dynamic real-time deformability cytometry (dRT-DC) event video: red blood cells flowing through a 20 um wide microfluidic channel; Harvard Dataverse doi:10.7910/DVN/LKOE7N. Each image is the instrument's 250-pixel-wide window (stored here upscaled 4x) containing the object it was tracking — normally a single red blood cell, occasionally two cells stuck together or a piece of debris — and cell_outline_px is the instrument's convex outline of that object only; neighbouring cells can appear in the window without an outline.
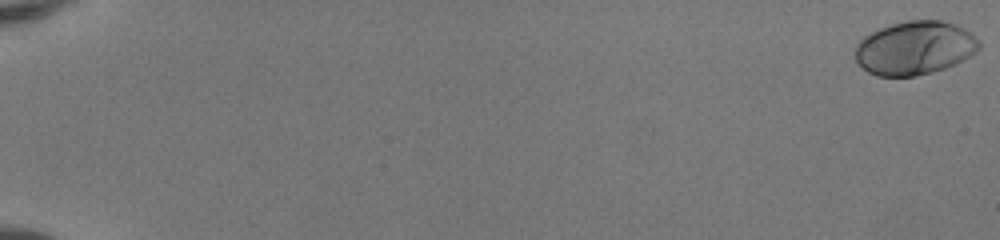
{"species": "human", "species_latin": "Homo sapiens", "temperature_condition": "room temperature", "stored_images_in_passage": 52, "camera_frame_rate_fps": 3000, "um_per_image_px": 0.085, "donor": {"sex": "female"}, "frame": {"image": 1, "passage_image": 1, "time_ms": 0.0, "image_size_px": [1000, 240], "cell_outline_px": [[980, 48], [976, 52], [956, 64], [932, 72], [912, 76], [876, 76], [868, 72], [856, 60], [852, 52], [856, 44], [864, 36], [880, 28], [892, 24], [908, 20], [940, 20], [952, 24], [968, 32], [980, 44]], "centroid_in_image_um": [77.69, 4.09], "position_along_channel_um": 7.3, "area_um2": 38.44}}
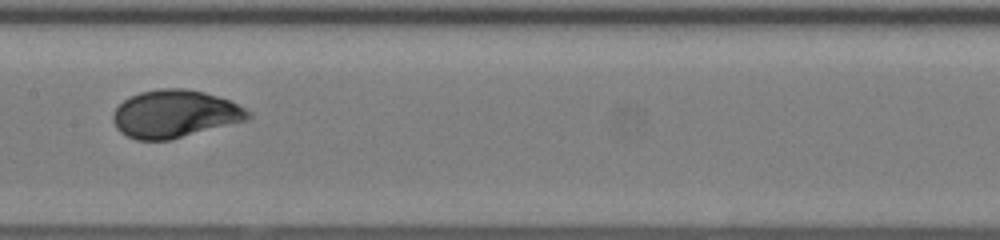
{"frame": {"image": 2, "passage_image": 30, "time_ms": 9.667, "image_size_px": [1000, 240], "cell_outline_px": [[252, 116], [248, 120], [168, 140], [136, 140], [120, 132], [116, 128], [112, 120], [112, 112], [128, 96], [140, 92], [160, 88], [184, 88], [204, 92], [228, 100], [252, 112]], "centroid_in_image_um": [14.83, 9.68], "position_along_channel_um": 192.6, "area_um2": 37.51}}
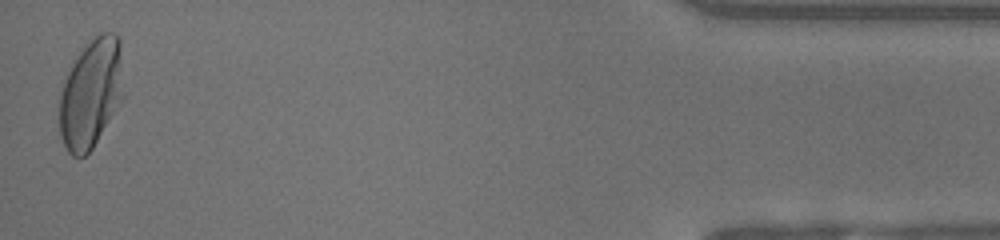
{"frame": {"image": 3, "passage_image": 52, "time_ms": 17.0, "image_size_px": [1000, 240], "cell_outline_px": [[124, 96], [92, 148], [84, 156], [72, 156], [68, 152], [60, 136], [60, 92], [68, 72], [80, 52], [92, 36], [96, 32], [112, 32], [120, 40]], "centroid_in_image_um": [7.75, 7.91], "position_along_channel_um": 427.5, "area_um2": 40.63}, "authors_computed_cell_mechanics": {"area_um2": 36.8764, "velocity_mm_per_s": 4.1595, "shape_relaxation_time_tau1_ms": 2.7704, "shape_relaxation_time_tau2_ms": null, "deformation_change_tau1": 0.1621, "deformation_change_tau2": null}}